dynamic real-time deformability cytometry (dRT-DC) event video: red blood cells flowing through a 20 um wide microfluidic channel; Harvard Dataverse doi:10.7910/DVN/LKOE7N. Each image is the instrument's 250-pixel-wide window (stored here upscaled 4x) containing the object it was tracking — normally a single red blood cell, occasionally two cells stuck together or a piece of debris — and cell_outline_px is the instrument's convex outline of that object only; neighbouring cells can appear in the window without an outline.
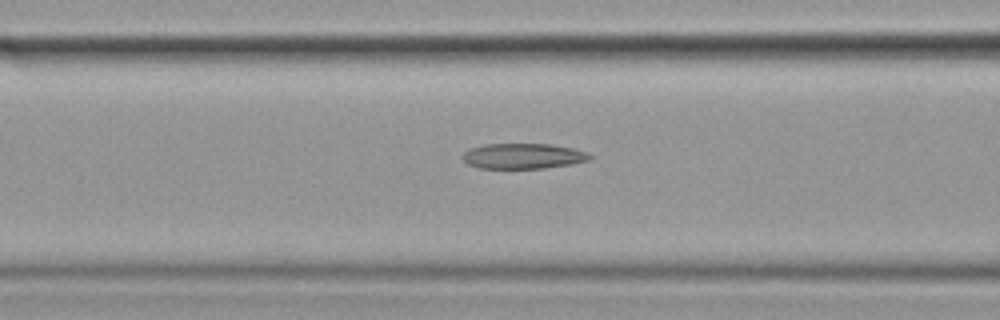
{"species": "common noctule bat (a hibernating species)", "species_latin": "Nyctalus noctula", "temperature_condition": "cold", "stored_images_in_passage": 46, "camera_frame_rate_fps": 3000, "um_per_image_px": 0.085, "animal": {"sex": "female", "body_mass_g": 19.9}, "frame": {"image": 1, "passage_image": 22, "time_ms": 7.0, "image_size_px": [1000, 320], "cell_outline_px": [[592, 156], [588, 160], [572, 164], [544, 168], [476, 168], [468, 164], [464, 160], [464, 152], [468, 148], [484, 144], [552, 144], [572, 148], [588, 152]], "centroid_in_image_um": [44.46, 13.26], "position_along_channel_um": 122.1, "area_um2": 18.84}}
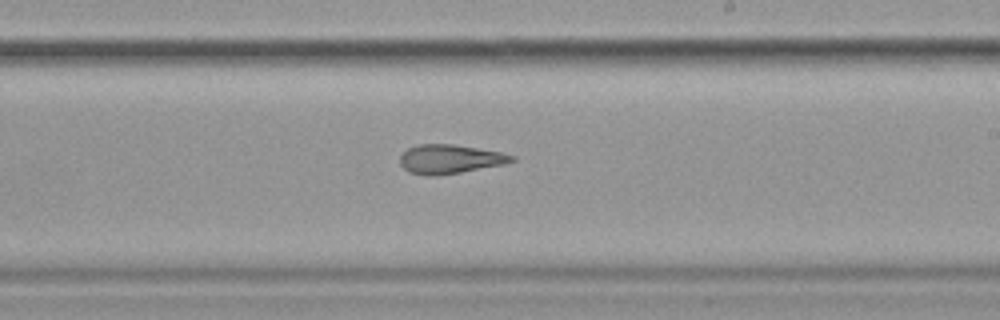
{"frame": {"image": 2, "passage_image": 33, "time_ms": 10.667, "image_size_px": [1000, 320], "cell_outline_px": [[516, 160], [504, 164], [460, 172], [436, 176], [428, 176], [408, 172], [400, 164], [400, 156], [408, 148], [420, 144], [452, 144], [500, 152], [516, 156]], "centroid_in_image_um": [38.23, 13.53], "position_along_channel_um": 250.8, "area_um2": 18.79}}
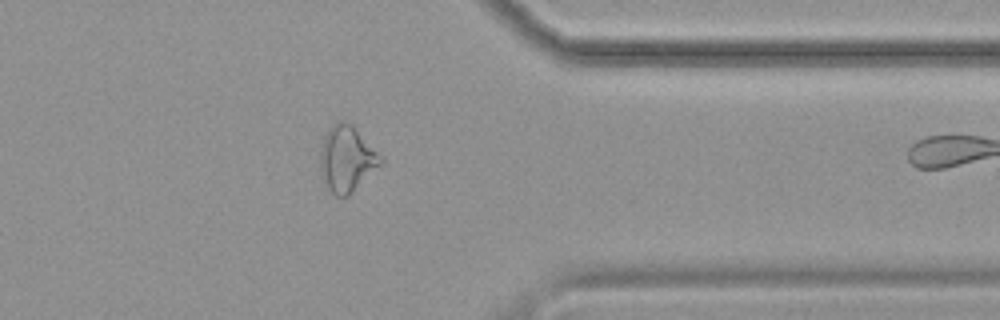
{"frame": {"image": 3, "passage_image": 45, "time_ms": 14.667, "image_size_px": [1000, 320], "cell_outline_px": [[384, 164], [348, 196], [336, 196], [328, 188], [320, 176], [320, 152], [324, 136], [328, 128], [332, 124], [340, 120], [344, 120], [352, 124], [384, 156]], "centroid_in_image_um": [29.52, 13.49], "position_along_channel_um": 381.9, "area_um2": 23.87}}